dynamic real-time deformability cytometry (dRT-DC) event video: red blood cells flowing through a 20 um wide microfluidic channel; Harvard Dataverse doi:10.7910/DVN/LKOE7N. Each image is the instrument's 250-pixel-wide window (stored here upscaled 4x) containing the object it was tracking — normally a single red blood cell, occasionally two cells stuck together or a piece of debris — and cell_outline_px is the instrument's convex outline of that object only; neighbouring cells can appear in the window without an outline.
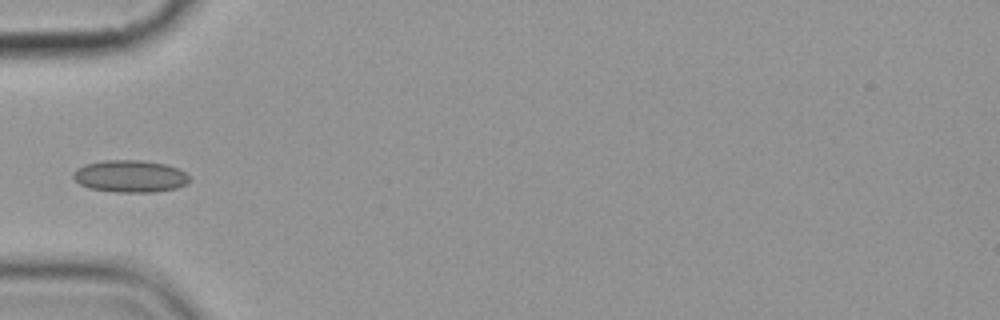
{"species": "common noctule bat (a hibernating species)", "species_latin": "Nyctalus noctula", "temperature_condition": "cold", "stored_images_in_passage": 8, "camera_frame_rate_fps": 3000, "um_per_image_px": 0.085, "animal": {"sex": "female", "body_mass_g": 19.9}, "frame": {"image": 1, "passage_image": 7, "time_ms": 7.0, "image_size_px": [1000, 320], "cell_outline_px": [[188, 184], [176, 188], [152, 192], [116, 192], [88, 188], [80, 184], [72, 176], [72, 172], [76, 168], [84, 164], [104, 160], [140, 160], [164, 164], [176, 168], [184, 172], [188, 176]], "centroid_in_image_um": [11.01, 14.98], "position_along_channel_um": 74.0, "area_um2": 21.73}}
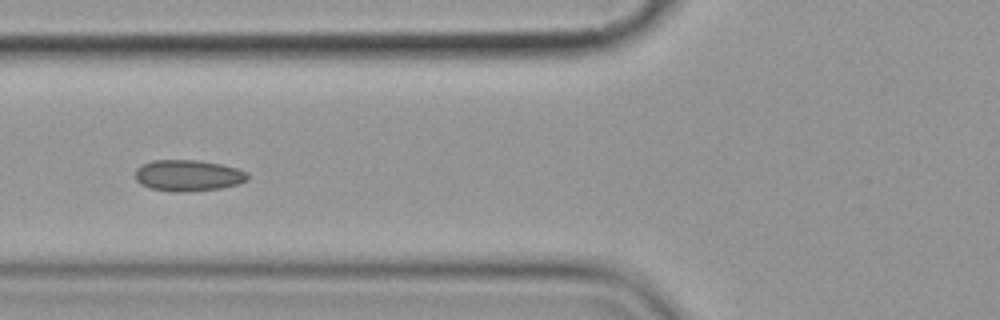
{"frame": {"image": 2, "passage_image": 8, "time_ms": 8.0, "image_size_px": [1000, 320], "cell_outline_px": [[248, 180], [240, 184], [220, 188], [176, 192], [172, 192], [152, 188], [140, 184], [136, 180], [136, 168], [152, 160], [200, 160], [220, 164], [236, 168], [248, 172]], "centroid_in_image_um": [16.01, 14.91], "position_along_channel_um": 109.8, "area_um2": 20.4}}